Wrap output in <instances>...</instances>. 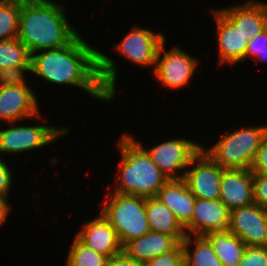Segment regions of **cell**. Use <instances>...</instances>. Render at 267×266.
<instances>
[{
    "label": "cell",
    "mask_w": 267,
    "mask_h": 266,
    "mask_svg": "<svg viewBox=\"0 0 267 266\" xmlns=\"http://www.w3.org/2000/svg\"><path fill=\"white\" fill-rule=\"evenodd\" d=\"M115 61L80 35L69 45L31 54L30 73L48 83L80 87L89 95L111 101L115 97Z\"/></svg>",
    "instance_id": "obj_1"
},
{
    "label": "cell",
    "mask_w": 267,
    "mask_h": 266,
    "mask_svg": "<svg viewBox=\"0 0 267 266\" xmlns=\"http://www.w3.org/2000/svg\"><path fill=\"white\" fill-rule=\"evenodd\" d=\"M78 36L60 4L50 0H23L17 38L30 54L67 46Z\"/></svg>",
    "instance_id": "obj_2"
},
{
    "label": "cell",
    "mask_w": 267,
    "mask_h": 266,
    "mask_svg": "<svg viewBox=\"0 0 267 266\" xmlns=\"http://www.w3.org/2000/svg\"><path fill=\"white\" fill-rule=\"evenodd\" d=\"M121 154L119 162L120 183L115 193L135 195L143 198L156 197L160 188L169 180L151 160L145 148L129 135L124 134L119 141Z\"/></svg>",
    "instance_id": "obj_3"
},
{
    "label": "cell",
    "mask_w": 267,
    "mask_h": 266,
    "mask_svg": "<svg viewBox=\"0 0 267 266\" xmlns=\"http://www.w3.org/2000/svg\"><path fill=\"white\" fill-rule=\"evenodd\" d=\"M267 125L240 128L225 134L211 148L202 149L222 169H250Z\"/></svg>",
    "instance_id": "obj_4"
},
{
    "label": "cell",
    "mask_w": 267,
    "mask_h": 266,
    "mask_svg": "<svg viewBox=\"0 0 267 266\" xmlns=\"http://www.w3.org/2000/svg\"><path fill=\"white\" fill-rule=\"evenodd\" d=\"M108 197L101 214L117 231L122 247L150 231L145 198L115 192H110Z\"/></svg>",
    "instance_id": "obj_5"
},
{
    "label": "cell",
    "mask_w": 267,
    "mask_h": 266,
    "mask_svg": "<svg viewBox=\"0 0 267 266\" xmlns=\"http://www.w3.org/2000/svg\"><path fill=\"white\" fill-rule=\"evenodd\" d=\"M69 132L67 127L46 125L12 126L0 130V154H17L49 145Z\"/></svg>",
    "instance_id": "obj_6"
},
{
    "label": "cell",
    "mask_w": 267,
    "mask_h": 266,
    "mask_svg": "<svg viewBox=\"0 0 267 266\" xmlns=\"http://www.w3.org/2000/svg\"><path fill=\"white\" fill-rule=\"evenodd\" d=\"M202 145L185 138L171 139L145 149L161 172L170 179H183L191 160L201 151ZM181 170L178 174L177 171ZM183 171V172H182Z\"/></svg>",
    "instance_id": "obj_7"
},
{
    "label": "cell",
    "mask_w": 267,
    "mask_h": 266,
    "mask_svg": "<svg viewBox=\"0 0 267 266\" xmlns=\"http://www.w3.org/2000/svg\"><path fill=\"white\" fill-rule=\"evenodd\" d=\"M165 42L166 40L159 49L155 68L152 69L153 76H156L164 87L182 88L194 75L198 61L178 46L166 52Z\"/></svg>",
    "instance_id": "obj_8"
},
{
    "label": "cell",
    "mask_w": 267,
    "mask_h": 266,
    "mask_svg": "<svg viewBox=\"0 0 267 266\" xmlns=\"http://www.w3.org/2000/svg\"><path fill=\"white\" fill-rule=\"evenodd\" d=\"M192 165L195 166L187 168L183 178L192 194L198 199H219L220 182L225 169L203 150L191 160L189 168Z\"/></svg>",
    "instance_id": "obj_9"
},
{
    "label": "cell",
    "mask_w": 267,
    "mask_h": 266,
    "mask_svg": "<svg viewBox=\"0 0 267 266\" xmlns=\"http://www.w3.org/2000/svg\"><path fill=\"white\" fill-rule=\"evenodd\" d=\"M228 230L246 246H267V209L251 204L231 210Z\"/></svg>",
    "instance_id": "obj_10"
},
{
    "label": "cell",
    "mask_w": 267,
    "mask_h": 266,
    "mask_svg": "<svg viewBox=\"0 0 267 266\" xmlns=\"http://www.w3.org/2000/svg\"><path fill=\"white\" fill-rule=\"evenodd\" d=\"M165 41L164 34L135 26L116 47L126 59L136 65L154 66L159 49Z\"/></svg>",
    "instance_id": "obj_11"
},
{
    "label": "cell",
    "mask_w": 267,
    "mask_h": 266,
    "mask_svg": "<svg viewBox=\"0 0 267 266\" xmlns=\"http://www.w3.org/2000/svg\"><path fill=\"white\" fill-rule=\"evenodd\" d=\"M231 210L220 199H198L191 222L185 227L186 235L205 236L209 232L226 231Z\"/></svg>",
    "instance_id": "obj_12"
},
{
    "label": "cell",
    "mask_w": 267,
    "mask_h": 266,
    "mask_svg": "<svg viewBox=\"0 0 267 266\" xmlns=\"http://www.w3.org/2000/svg\"><path fill=\"white\" fill-rule=\"evenodd\" d=\"M217 29L220 64L235 65L245 60L247 44L251 39L238 28L220 9L212 10Z\"/></svg>",
    "instance_id": "obj_13"
},
{
    "label": "cell",
    "mask_w": 267,
    "mask_h": 266,
    "mask_svg": "<svg viewBox=\"0 0 267 266\" xmlns=\"http://www.w3.org/2000/svg\"><path fill=\"white\" fill-rule=\"evenodd\" d=\"M37 98L27 84L0 87V119L9 123L40 117Z\"/></svg>",
    "instance_id": "obj_14"
},
{
    "label": "cell",
    "mask_w": 267,
    "mask_h": 266,
    "mask_svg": "<svg viewBox=\"0 0 267 266\" xmlns=\"http://www.w3.org/2000/svg\"><path fill=\"white\" fill-rule=\"evenodd\" d=\"M221 201L230 209L254 204L253 173L250 169H225L220 182Z\"/></svg>",
    "instance_id": "obj_15"
},
{
    "label": "cell",
    "mask_w": 267,
    "mask_h": 266,
    "mask_svg": "<svg viewBox=\"0 0 267 266\" xmlns=\"http://www.w3.org/2000/svg\"><path fill=\"white\" fill-rule=\"evenodd\" d=\"M84 225L76 236L95 252L110 258L123 251L117 231L102 214Z\"/></svg>",
    "instance_id": "obj_16"
},
{
    "label": "cell",
    "mask_w": 267,
    "mask_h": 266,
    "mask_svg": "<svg viewBox=\"0 0 267 266\" xmlns=\"http://www.w3.org/2000/svg\"><path fill=\"white\" fill-rule=\"evenodd\" d=\"M156 197L173 212L184 228L191 222L196 197L184 179L168 180Z\"/></svg>",
    "instance_id": "obj_17"
},
{
    "label": "cell",
    "mask_w": 267,
    "mask_h": 266,
    "mask_svg": "<svg viewBox=\"0 0 267 266\" xmlns=\"http://www.w3.org/2000/svg\"><path fill=\"white\" fill-rule=\"evenodd\" d=\"M179 244L180 242L170 234L149 231L127 243L123 247V251L129 257L143 264L174 250Z\"/></svg>",
    "instance_id": "obj_18"
},
{
    "label": "cell",
    "mask_w": 267,
    "mask_h": 266,
    "mask_svg": "<svg viewBox=\"0 0 267 266\" xmlns=\"http://www.w3.org/2000/svg\"><path fill=\"white\" fill-rule=\"evenodd\" d=\"M220 10L250 38L267 28V2L247 1Z\"/></svg>",
    "instance_id": "obj_19"
},
{
    "label": "cell",
    "mask_w": 267,
    "mask_h": 266,
    "mask_svg": "<svg viewBox=\"0 0 267 266\" xmlns=\"http://www.w3.org/2000/svg\"><path fill=\"white\" fill-rule=\"evenodd\" d=\"M145 209L150 231L170 234L180 243L186 237L185 228L179 223L173 212L157 197L145 198Z\"/></svg>",
    "instance_id": "obj_20"
},
{
    "label": "cell",
    "mask_w": 267,
    "mask_h": 266,
    "mask_svg": "<svg viewBox=\"0 0 267 266\" xmlns=\"http://www.w3.org/2000/svg\"><path fill=\"white\" fill-rule=\"evenodd\" d=\"M205 237L212 244L223 266H239L245 251V243L229 230L209 232Z\"/></svg>",
    "instance_id": "obj_21"
},
{
    "label": "cell",
    "mask_w": 267,
    "mask_h": 266,
    "mask_svg": "<svg viewBox=\"0 0 267 266\" xmlns=\"http://www.w3.org/2000/svg\"><path fill=\"white\" fill-rule=\"evenodd\" d=\"M181 243L184 251V266H223L205 236L186 235ZM190 245H195L193 252H190Z\"/></svg>",
    "instance_id": "obj_22"
},
{
    "label": "cell",
    "mask_w": 267,
    "mask_h": 266,
    "mask_svg": "<svg viewBox=\"0 0 267 266\" xmlns=\"http://www.w3.org/2000/svg\"><path fill=\"white\" fill-rule=\"evenodd\" d=\"M23 0H0V41L15 39Z\"/></svg>",
    "instance_id": "obj_23"
},
{
    "label": "cell",
    "mask_w": 267,
    "mask_h": 266,
    "mask_svg": "<svg viewBox=\"0 0 267 266\" xmlns=\"http://www.w3.org/2000/svg\"><path fill=\"white\" fill-rule=\"evenodd\" d=\"M108 260V256L95 252L75 236L68 252L66 266H107Z\"/></svg>",
    "instance_id": "obj_24"
},
{
    "label": "cell",
    "mask_w": 267,
    "mask_h": 266,
    "mask_svg": "<svg viewBox=\"0 0 267 266\" xmlns=\"http://www.w3.org/2000/svg\"><path fill=\"white\" fill-rule=\"evenodd\" d=\"M31 54L18 39L0 41V71L9 66H30Z\"/></svg>",
    "instance_id": "obj_25"
},
{
    "label": "cell",
    "mask_w": 267,
    "mask_h": 266,
    "mask_svg": "<svg viewBox=\"0 0 267 266\" xmlns=\"http://www.w3.org/2000/svg\"><path fill=\"white\" fill-rule=\"evenodd\" d=\"M25 72H30V66H9L0 71V87L27 84Z\"/></svg>",
    "instance_id": "obj_26"
},
{
    "label": "cell",
    "mask_w": 267,
    "mask_h": 266,
    "mask_svg": "<svg viewBox=\"0 0 267 266\" xmlns=\"http://www.w3.org/2000/svg\"><path fill=\"white\" fill-rule=\"evenodd\" d=\"M250 56L257 61H267V28L249 40L245 59Z\"/></svg>",
    "instance_id": "obj_27"
},
{
    "label": "cell",
    "mask_w": 267,
    "mask_h": 266,
    "mask_svg": "<svg viewBox=\"0 0 267 266\" xmlns=\"http://www.w3.org/2000/svg\"><path fill=\"white\" fill-rule=\"evenodd\" d=\"M142 266H184L183 245L180 243L174 250L161 254Z\"/></svg>",
    "instance_id": "obj_28"
},
{
    "label": "cell",
    "mask_w": 267,
    "mask_h": 266,
    "mask_svg": "<svg viewBox=\"0 0 267 266\" xmlns=\"http://www.w3.org/2000/svg\"><path fill=\"white\" fill-rule=\"evenodd\" d=\"M239 266H267V246H246Z\"/></svg>",
    "instance_id": "obj_29"
},
{
    "label": "cell",
    "mask_w": 267,
    "mask_h": 266,
    "mask_svg": "<svg viewBox=\"0 0 267 266\" xmlns=\"http://www.w3.org/2000/svg\"><path fill=\"white\" fill-rule=\"evenodd\" d=\"M254 204L267 209V174H253Z\"/></svg>",
    "instance_id": "obj_30"
},
{
    "label": "cell",
    "mask_w": 267,
    "mask_h": 266,
    "mask_svg": "<svg viewBox=\"0 0 267 266\" xmlns=\"http://www.w3.org/2000/svg\"><path fill=\"white\" fill-rule=\"evenodd\" d=\"M250 170L253 174H267V134L260 142Z\"/></svg>",
    "instance_id": "obj_31"
},
{
    "label": "cell",
    "mask_w": 267,
    "mask_h": 266,
    "mask_svg": "<svg viewBox=\"0 0 267 266\" xmlns=\"http://www.w3.org/2000/svg\"><path fill=\"white\" fill-rule=\"evenodd\" d=\"M12 171L8 165L0 158V197H9L10 187L12 183Z\"/></svg>",
    "instance_id": "obj_32"
},
{
    "label": "cell",
    "mask_w": 267,
    "mask_h": 266,
    "mask_svg": "<svg viewBox=\"0 0 267 266\" xmlns=\"http://www.w3.org/2000/svg\"><path fill=\"white\" fill-rule=\"evenodd\" d=\"M107 266H142V263L129 257L124 251L110 257Z\"/></svg>",
    "instance_id": "obj_33"
},
{
    "label": "cell",
    "mask_w": 267,
    "mask_h": 266,
    "mask_svg": "<svg viewBox=\"0 0 267 266\" xmlns=\"http://www.w3.org/2000/svg\"><path fill=\"white\" fill-rule=\"evenodd\" d=\"M10 210L8 199L0 197V226L6 220Z\"/></svg>",
    "instance_id": "obj_34"
}]
</instances>
